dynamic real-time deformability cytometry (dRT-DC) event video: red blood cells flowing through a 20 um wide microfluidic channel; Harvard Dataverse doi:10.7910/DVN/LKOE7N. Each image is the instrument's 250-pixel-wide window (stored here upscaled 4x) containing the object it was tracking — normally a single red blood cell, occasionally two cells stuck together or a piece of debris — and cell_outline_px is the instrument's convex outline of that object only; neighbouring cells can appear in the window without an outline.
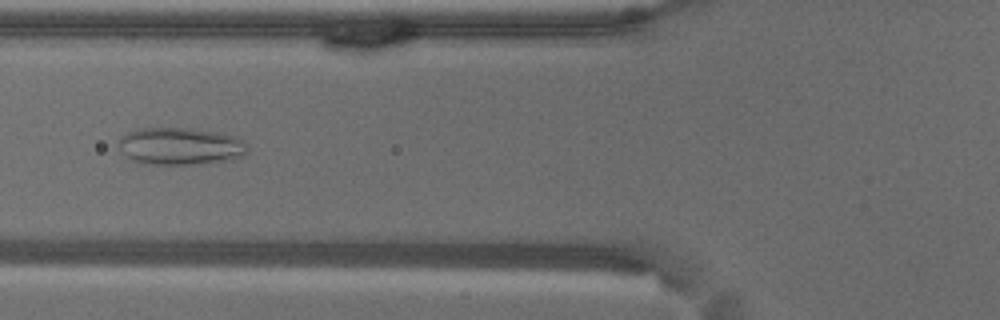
{"species": "common noctule bat (a hibernating species)", "species_latin": "Nyctalus noctula", "temperature_condition": "warm", "stored_images_in_passage": 41, "camera_frame_rate_fps": 3000, "um_per_image_px": 0.085, "animal": {"sex": "male", "body_mass_g": 18.8}, "frame": {"image": 1, "passage_image": 5, "time_ms": 1.333, "image_size_px": [1000, 320], "cell_outline_px": [[248, 148], [244, 156], [232, 160], [204, 164], [144, 164], [128, 156], [120, 148], [120, 136], [128, 132], [140, 128], [188, 128], [216, 132], [236, 136], [244, 140]], "centroid_in_image_um": [15.4, 12.43], "position_along_channel_um": 110.4, "area_um2": 28.03}}
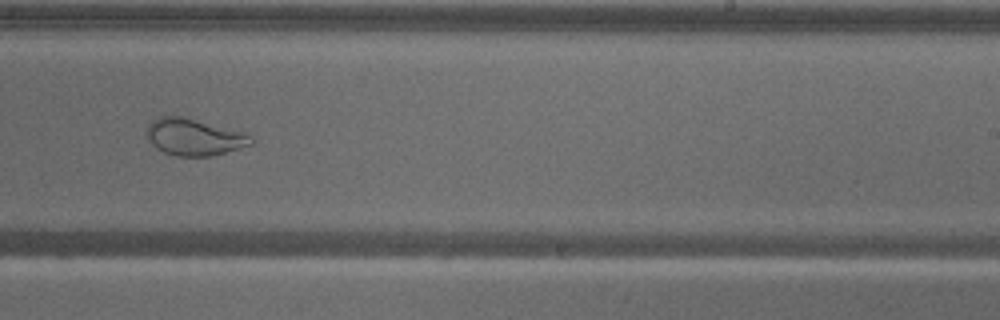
{"frame": {"image": 2, "passage_image": 19, "time_ms": 6.0, "image_size_px": [1000, 320], "cell_outline_px": [[252, 144], [212, 156], [176, 156], [164, 152], [156, 148], [152, 144], [148, 136], [148, 124], [152, 120], [160, 116], [184, 116], [244, 132], [252, 140]], "centroid_in_image_um": [16.48, 11.64], "position_along_channel_um": 272.5, "area_um2": 22.14}}
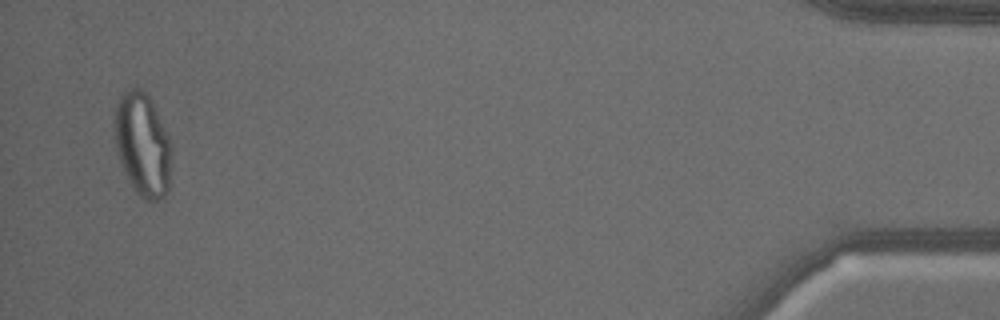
{"frame": {"image": 3, "passage_image": 39, "time_ms": 12.667, "image_size_px": [1000, 320], "cell_outline_px": [[168, 192], [160, 200], [152, 204], [140, 196], [136, 192], [120, 160], [116, 148], [112, 128], [116, 104], [120, 96], [124, 92], [132, 88], [140, 88], [152, 100], [168, 136]], "centroid_in_image_um": [12.07, 12.26], "position_along_channel_um": 423.1, "area_um2": 33.7}}